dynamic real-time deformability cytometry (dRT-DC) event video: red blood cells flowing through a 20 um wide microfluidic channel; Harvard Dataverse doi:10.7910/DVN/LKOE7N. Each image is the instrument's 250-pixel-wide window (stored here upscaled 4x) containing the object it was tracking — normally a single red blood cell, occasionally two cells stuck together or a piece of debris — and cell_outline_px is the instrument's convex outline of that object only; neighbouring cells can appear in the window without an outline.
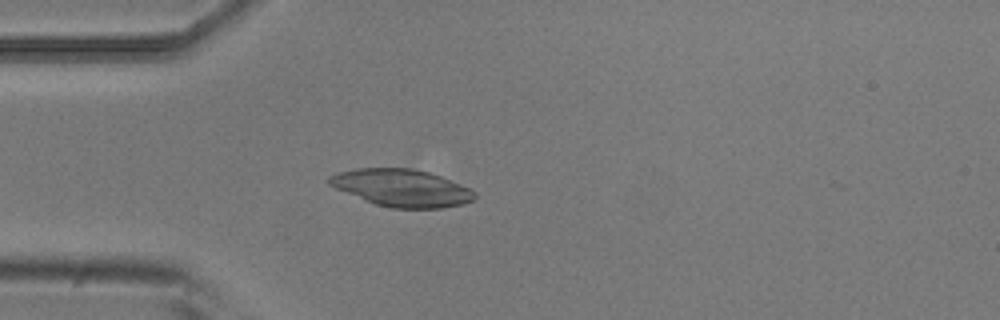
{"species": "common noctule bat (a hibernating species)", "species_latin": "Nyctalus noctula", "temperature_condition": "room temperature", "stored_images_in_passage": 5, "camera_frame_rate_fps": 3000, "um_per_image_px": 0.085, "animal": {"sex": "male", "body_mass_g": 20.5, "forearm_length_mm": 52.5}, "frame": {"image": 1, "passage_image": 5, "time_ms": 1.333, "image_size_px": [1000, 320], "cell_outline_px": [[476, 196], [472, 200], [464, 204], [440, 208], [392, 208], [376, 204], [336, 188], [328, 184], [328, 176], [336, 172], [356, 168], [412, 168], [428, 172], [440, 176], [460, 184], [476, 192]], "centroid_in_image_um": [34.14, 15.96], "position_along_channel_um": 50.9, "area_um2": 31.39}}